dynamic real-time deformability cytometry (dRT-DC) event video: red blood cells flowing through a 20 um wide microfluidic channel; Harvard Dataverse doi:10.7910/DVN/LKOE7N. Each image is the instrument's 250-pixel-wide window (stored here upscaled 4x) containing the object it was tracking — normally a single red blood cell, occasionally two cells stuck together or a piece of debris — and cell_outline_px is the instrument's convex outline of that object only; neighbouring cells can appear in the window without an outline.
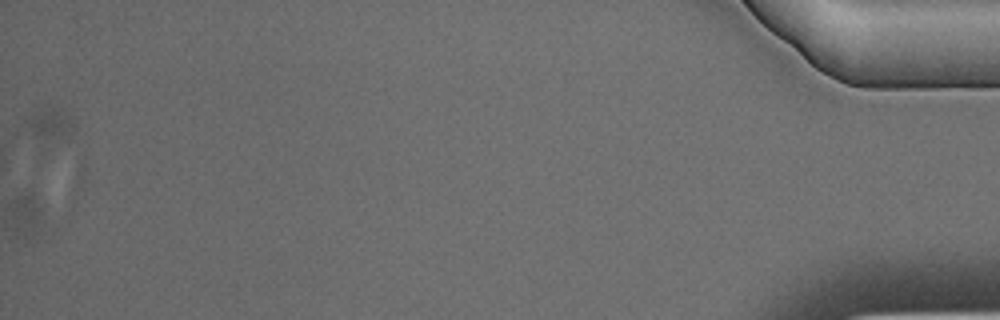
{"species": "Egyptian fruit bat (a non-hibernating species)", "species_latin": "Rousettus aegyptiacus", "temperature_condition": "warm", "stored_images_in_passage": 51, "camera_frame_rate_fps": 3000, "um_per_image_px": 0.085, "animal": {"sex": "male"}, "frame": {"image": 1, "passage_image": 50, "time_ms": 16.333, "image_size_px": [1000, 320], "cell_outline_px": [[72, 132], [68, 136], [40, 152], [24, 120], [32, 112], [44, 104], [68, 116], [72, 120]], "centroid_in_image_um": [4.1, 10.75], "position_along_channel_um": 431.1, "area_um2": 10.17}}